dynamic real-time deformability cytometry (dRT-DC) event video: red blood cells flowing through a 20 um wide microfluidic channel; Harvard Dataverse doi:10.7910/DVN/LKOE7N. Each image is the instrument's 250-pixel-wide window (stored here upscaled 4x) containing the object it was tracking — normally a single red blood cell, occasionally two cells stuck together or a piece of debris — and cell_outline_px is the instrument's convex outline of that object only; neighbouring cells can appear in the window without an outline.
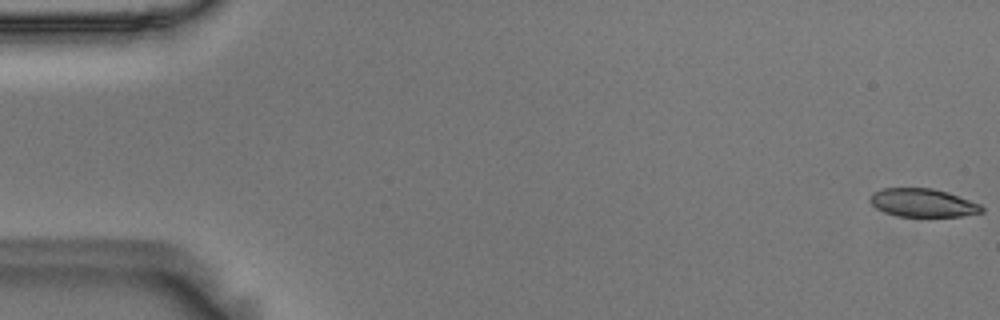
{"species": "Egyptian fruit bat (a non-hibernating species)", "species_latin": "Rousettus aegyptiacus", "temperature_condition": "room temperature", "stored_images_in_passage": 56, "camera_frame_rate_fps": 3000, "um_per_image_px": 0.085, "animal": {"sex": "male"}, "frame": {"image": 1, "passage_image": 1, "time_ms": 0.0, "image_size_px": [1000, 320], "cell_outline_px": [[984, 212], [960, 216], [900, 216], [884, 212], [876, 208], [868, 200], [872, 192], [884, 188], [932, 188], [948, 192], [980, 204], [984, 208]], "centroid_in_image_um": [78.43, 17.23], "position_along_channel_um": 6.6, "area_um2": 18.38}}
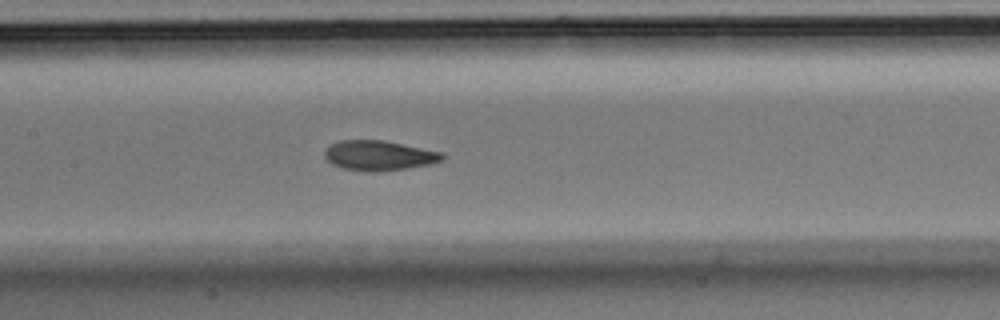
{"frame": {"image": 2, "passage_image": 27, "time_ms": 8.667, "image_size_px": [1000, 320], "cell_outline_px": [[444, 160], [428, 164], [380, 172], [368, 172], [340, 168], [332, 164], [324, 156], [324, 152], [332, 144], [340, 140], [384, 140], [444, 152]], "centroid_in_image_um": [32.22, 13.22], "position_along_channel_um": 175.2, "area_um2": 20.58}}
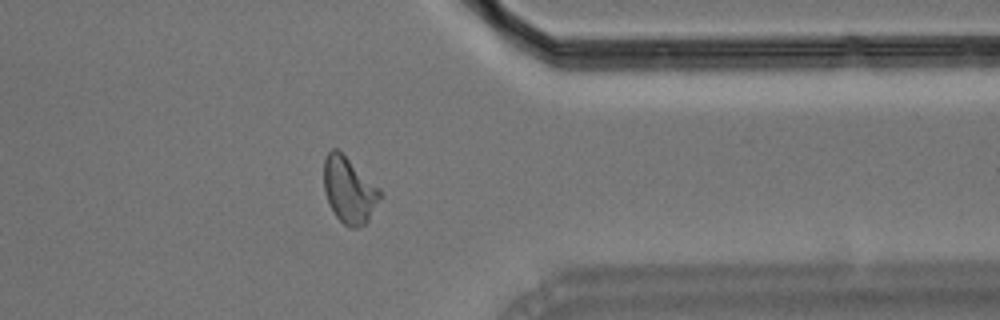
{"frame": {"image": 3, "passage_image": 45, "time_ms": 14.667, "image_size_px": [1000, 320], "cell_outline_px": [[380, 196], [368, 220], [364, 224], [356, 228], [348, 228], [336, 216], [328, 204], [324, 192], [324, 160], [328, 152], [332, 148], [336, 148], [380, 188]], "centroid_in_image_um": [29.64, 16.17], "position_along_channel_um": 381.8, "area_um2": 21.27}, "authors_computed_cell_mechanics": {"area_um2": 20.4034, "velocity_mm_per_s": 3.6069, "shape_relaxation_time_tau1_ms": 6.2409, "shape_relaxation_time_tau2_ms": 2.2011, "deformation_change_tau1": 0.1722, "deformation_change_tau2": 0.0832}}